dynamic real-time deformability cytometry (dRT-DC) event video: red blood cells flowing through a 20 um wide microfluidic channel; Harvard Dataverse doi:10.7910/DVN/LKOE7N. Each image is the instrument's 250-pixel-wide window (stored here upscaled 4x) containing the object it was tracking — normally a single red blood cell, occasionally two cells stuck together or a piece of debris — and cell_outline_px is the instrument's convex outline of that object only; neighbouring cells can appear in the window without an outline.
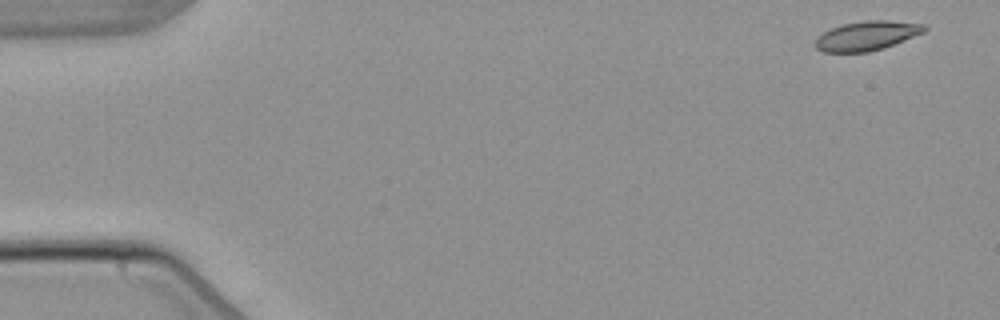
{"species": "common noctule bat (a hibernating species)", "species_latin": "Nyctalus noctula", "temperature_condition": "warm", "stored_images_in_passage": 5, "camera_frame_rate_fps": 3000, "um_per_image_px": 0.085, "animal": {"sex": "male", "body_mass_g": 21.5, "forearm_length_mm": 52.0}, "frame": {"image": 1, "passage_image": 1, "time_ms": 0.0, "image_size_px": [1000, 320], "cell_outline_px": [[928, 28], [924, 32], [884, 48], [868, 52], [820, 52], [812, 44], [816, 36], [832, 28], [844, 24], [864, 20], [888, 20], [924, 24]], "centroid_in_image_um": [73.63, 3.04], "position_along_channel_um": 11.4, "area_um2": 18.79}}